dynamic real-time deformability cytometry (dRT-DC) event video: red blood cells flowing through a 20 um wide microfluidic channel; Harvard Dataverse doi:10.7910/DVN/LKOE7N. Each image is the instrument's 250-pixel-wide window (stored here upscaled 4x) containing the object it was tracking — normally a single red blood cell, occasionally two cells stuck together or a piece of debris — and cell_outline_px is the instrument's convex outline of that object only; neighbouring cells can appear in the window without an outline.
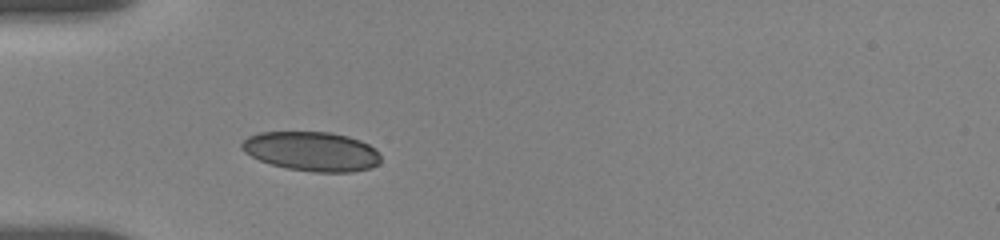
{"species": "human", "species_latin": "Homo sapiens", "temperature_condition": "room temperature", "stored_images_in_passage": 2, "camera_frame_rate_fps": 3000, "um_per_image_px": 0.085, "donor": {"sex": "female"}, "frame": {"image": 1, "passage_image": 1, "time_ms": 0.0, "image_size_px": [1000, 240], "cell_outline_px": [[380, 164], [372, 168], [352, 172], [312, 172], [288, 168], [272, 164], [260, 160], [244, 152], [240, 148], [240, 144], [248, 136], [260, 132], [332, 132], [348, 136], [360, 140], [376, 148], [380, 152]], "centroid_in_image_um": [26.54, 12.86], "position_along_channel_um": 58.5, "area_um2": 32.14}}